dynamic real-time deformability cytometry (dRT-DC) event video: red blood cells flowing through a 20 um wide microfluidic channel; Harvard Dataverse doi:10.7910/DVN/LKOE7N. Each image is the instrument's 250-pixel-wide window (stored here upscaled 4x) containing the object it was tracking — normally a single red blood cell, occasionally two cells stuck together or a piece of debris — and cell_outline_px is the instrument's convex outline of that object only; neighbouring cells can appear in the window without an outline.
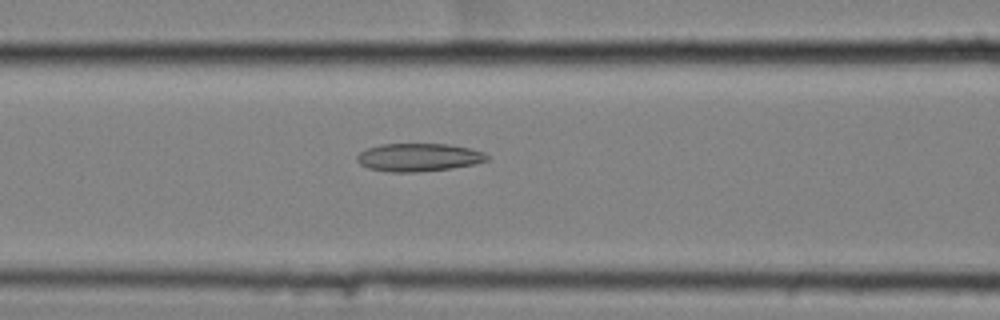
{"species": "common noctule bat (a hibernating species)", "species_latin": "Nyctalus noctula", "temperature_condition": "cold", "stored_images_in_passage": 45, "camera_frame_rate_fps": 3000, "um_per_image_px": 0.085, "animal": {"sex": "female", "body_mass_g": 25.1}, "frame": {"image": 1, "passage_image": 12, "time_ms": 3.667, "image_size_px": [1000, 320], "cell_outline_px": [[488, 160], [476, 164], [452, 168], [416, 172], [388, 172], [368, 168], [360, 164], [356, 160], [356, 156], [360, 152], [368, 148], [380, 144], [448, 144], [468, 148], [484, 152], [488, 156]], "centroid_in_image_um": [35.57, 13.38], "position_along_channel_um": 131.0, "area_um2": 21.27}}
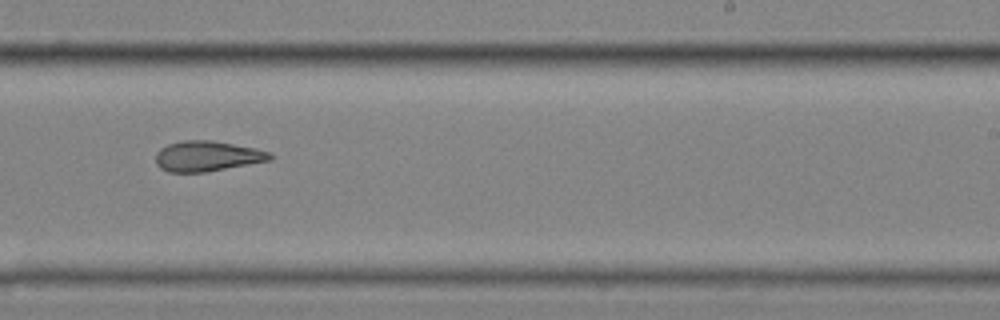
{"frame": {"image": 2, "passage_image": 24, "time_ms": 7.667, "image_size_px": [1000, 320], "cell_outline_px": [[272, 160], [204, 172], [168, 172], [160, 168], [156, 164], [156, 152], [160, 148], [168, 144], [180, 140], [212, 140], [256, 148], [272, 152]], "centroid_in_image_um": [17.6, 13.26], "position_along_channel_um": 271.4, "area_um2": 20.35}}
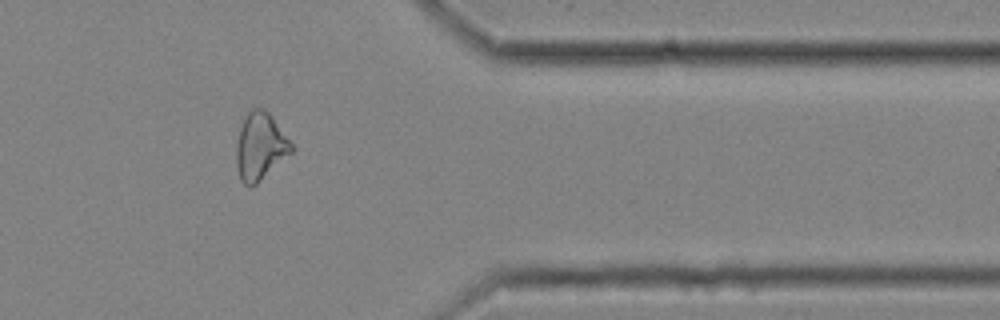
{"frame": {"image": 3, "passage_image": 35, "time_ms": 11.333, "image_size_px": [1000, 320], "cell_outline_px": [[292, 152], [252, 188], [248, 188], [240, 180], [236, 164], [236, 144], [240, 128], [244, 116], [252, 108], [264, 108], [272, 116], [292, 144]], "centroid_in_image_um": [22.09, 12.46], "position_along_channel_um": 389.3, "area_um2": 21.62}, "authors_computed_cell_mechanics": {"area_um2": 21.4438, "velocity_mm_per_s": 3.5186, "shape_relaxation_time_tau1_ms": null, "shape_relaxation_time_tau2_ms": 4.6531, "deformation_change_tau1": null, "deformation_change_tau2": 0.1423}}